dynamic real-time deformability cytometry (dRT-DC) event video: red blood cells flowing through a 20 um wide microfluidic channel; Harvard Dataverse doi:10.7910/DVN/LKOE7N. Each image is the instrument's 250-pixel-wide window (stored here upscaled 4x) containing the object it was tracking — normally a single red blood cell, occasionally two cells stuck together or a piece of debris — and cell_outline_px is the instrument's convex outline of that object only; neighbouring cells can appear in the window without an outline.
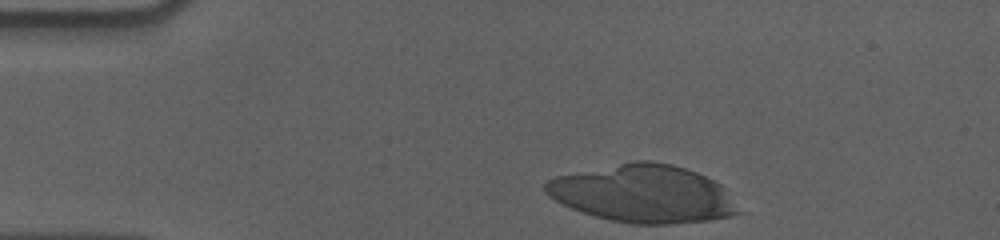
{"species": "human", "species_latin": "Homo sapiens", "temperature_condition": "cold", "stored_images_in_passage": 12, "camera_frame_rate_fps": 3000, "um_per_image_px": 0.085, "donor": {"sex": "male"}, "frame": {"image": 1, "passage_image": 1, "time_ms": 0.0, "image_size_px": [1000, 240], "cell_outline_px": [[748, 212], [732, 216], [708, 220], [668, 224], [632, 224], [612, 220], [596, 216], [560, 204], [548, 196], [544, 192], [544, 184], [548, 180], [556, 176], [632, 160], [648, 160], [672, 164], [696, 172], [728, 188]], "centroid_in_image_um": [54.77, 16.47], "position_along_channel_um": 30.2, "area_um2": 65.78}}